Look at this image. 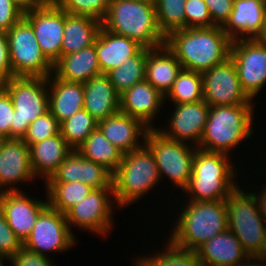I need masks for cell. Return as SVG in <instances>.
I'll use <instances>...</instances> for the list:
<instances>
[{"mask_svg":"<svg viewBox=\"0 0 266 266\" xmlns=\"http://www.w3.org/2000/svg\"><path fill=\"white\" fill-rule=\"evenodd\" d=\"M232 40L221 26L184 28L165 37V45L185 70L203 73L230 56Z\"/></svg>","mask_w":266,"mask_h":266,"instance_id":"6da1fadb","label":"cell"},{"mask_svg":"<svg viewBox=\"0 0 266 266\" xmlns=\"http://www.w3.org/2000/svg\"><path fill=\"white\" fill-rule=\"evenodd\" d=\"M169 235L177 247L196 251L228 229L227 205L222 201H188Z\"/></svg>","mask_w":266,"mask_h":266,"instance_id":"7a4b0ae2","label":"cell"},{"mask_svg":"<svg viewBox=\"0 0 266 266\" xmlns=\"http://www.w3.org/2000/svg\"><path fill=\"white\" fill-rule=\"evenodd\" d=\"M230 161L232 160L229 155L197 148L193 158L190 181L183 190L184 193L189 194L188 200H225L238 187L237 181L235 182L237 168L232 166Z\"/></svg>","mask_w":266,"mask_h":266,"instance_id":"3957f363","label":"cell"},{"mask_svg":"<svg viewBox=\"0 0 266 266\" xmlns=\"http://www.w3.org/2000/svg\"><path fill=\"white\" fill-rule=\"evenodd\" d=\"M102 26L149 49L165 44V36L157 24L155 4L137 0H111Z\"/></svg>","mask_w":266,"mask_h":266,"instance_id":"277c9868","label":"cell"},{"mask_svg":"<svg viewBox=\"0 0 266 266\" xmlns=\"http://www.w3.org/2000/svg\"><path fill=\"white\" fill-rule=\"evenodd\" d=\"M256 105L211 106L197 148L226 155L243 140L252 137Z\"/></svg>","mask_w":266,"mask_h":266,"instance_id":"5b68a950","label":"cell"},{"mask_svg":"<svg viewBox=\"0 0 266 266\" xmlns=\"http://www.w3.org/2000/svg\"><path fill=\"white\" fill-rule=\"evenodd\" d=\"M153 153L144 144L123 154L122 162L113 173V198L117 207L136 203L160 182Z\"/></svg>","mask_w":266,"mask_h":266,"instance_id":"8992f818","label":"cell"},{"mask_svg":"<svg viewBox=\"0 0 266 266\" xmlns=\"http://www.w3.org/2000/svg\"><path fill=\"white\" fill-rule=\"evenodd\" d=\"M1 85L14 106L10 138L22 139L30 123L49 111L48 78L11 77Z\"/></svg>","mask_w":266,"mask_h":266,"instance_id":"52a82bcc","label":"cell"},{"mask_svg":"<svg viewBox=\"0 0 266 266\" xmlns=\"http://www.w3.org/2000/svg\"><path fill=\"white\" fill-rule=\"evenodd\" d=\"M245 192L239 185L225 199L228 229L238 238L248 255L255 257L265 239L266 221L254 193Z\"/></svg>","mask_w":266,"mask_h":266,"instance_id":"ba28073f","label":"cell"},{"mask_svg":"<svg viewBox=\"0 0 266 266\" xmlns=\"http://www.w3.org/2000/svg\"><path fill=\"white\" fill-rule=\"evenodd\" d=\"M12 77L48 78L54 65L41 51L30 22L23 16L7 32Z\"/></svg>","mask_w":266,"mask_h":266,"instance_id":"9c48e42d","label":"cell"},{"mask_svg":"<svg viewBox=\"0 0 266 266\" xmlns=\"http://www.w3.org/2000/svg\"><path fill=\"white\" fill-rule=\"evenodd\" d=\"M144 141L154 155L160 179L168 176L183 191L190 181L197 147L170 139L157 128L149 129Z\"/></svg>","mask_w":266,"mask_h":266,"instance_id":"30bf717a","label":"cell"},{"mask_svg":"<svg viewBox=\"0 0 266 266\" xmlns=\"http://www.w3.org/2000/svg\"><path fill=\"white\" fill-rule=\"evenodd\" d=\"M76 239L67 224L65 214L48 206L38 216L30 235L23 242V247L48 257V252L70 249L77 243Z\"/></svg>","mask_w":266,"mask_h":266,"instance_id":"8fae6325","label":"cell"},{"mask_svg":"<svg viewBox=\"0 0 266 266\" xmlns=\"http://www.w3.org/2000/svg\"><path fill=\"white\" fill-rule=\"evenodd\" d=\"M229 57L236 67L243 91L253 100L266 86V46L255 39L233 40Z\"/></svg>","mask_w":266,"mask_h":266,"instance_id":"7c38bea8","label":"cell"},{"mask_svg":"<svg viewBox=\"0 0 266 266\" xmlns=\"http://www.w3.org/2000/svg\"><path fill=\"white\" fill-rule=\"evenodd\" d=\"M113 194V188L93 189L85 199L70 208L65 213L70 230L74 226L100 236L109 233L114 226L112 207H115V201L111 202Z\"/></svg>","mask_w":266,"mask_h":266,"instance_id":"4fadbf2b","label":"cell"},{"mask_svg":"<svg viewBox=\"0 0 266 266\" xmlns=\"http://www.w3.org/2000/svg\"><path fill=\"white\" fill-rule=\"evenodd\" d=\"M202 86L203 100L210 107L254 105L243 91L236 67L230 57L202 73Z\"/></svg>","mask_w":266,"mask_h":266,"instance_id":"5bb4252c","label":"cell"},{"mask_svg":"<svg viewBox=\"0 0 266 266\" xmlns=\"http://www.w3.org/2000/svg\"><path fill=\"white\" fill-rule=\"evenodd\" d=\"M23 16L30 22L41 51L54 65L61 58L65 11L51 1L45 7L24 12Z\"/></svg>","mask_w":266,"mask_h":266,"instance_id":"9a60e30c","label":"cell"},{"mask_svg":"<svg viewBox=\"0 0 266 266\" xmlns=\"http://www.w3.org/2000/svg\"><path fill=\"white\" fill-rule=\"evenodd\" d=\"M32 179L36 177L30 163L29 146L22 139H2L0 141V193L21 192V188L14 185Z\"/></svg>","mask_w":266,"mask_h":266,"instance_id":"2e32d148","label":"cell"},{"mask_svg":"<svg viewBox=\"0 0 266 266\" xmlns=\"http://www.w3.org/2000/svg\"><path fill=\"white\" fill-rule=\"evenodd\" d=\"M169 128H157L164 136L176 141L192 143L198 147L207 122L210 106L201 100L196 103L174 104Z\"/></svg>","mask_w":266,"mask_h":266,"instance_id":"e0dca14e","label":"cell"},{"mask_svg":"<svg viewBox=\"0 0 266 266\" xmlns=\"http://www.w3.org/2000/svg\"><path fill=\"white\" fill-rule=\"evenodd\" d=\"M0 206L6 221L23 243L35 225L38 216L49 206L38 198H31L23 191L0 193Z\"/></svg>","mask_w":266,"mask_h":266,"instance_id":"ac0fdd59","label":"cell"},{"mask_svg":"<svg viewBox=\"0 0 266 266\" xmlns=\"http://www.w3.org/2000/svg\"><path fill=\"white\" fill-rule=\"evenodd\" d=\"M68 182H82L93 189L113 188V173L83 157L77 150H72L45 183Z\"/></svg>","mask_w":266,"mask_h":266,"instance_id":"d6986e66","label":"cell"},{"mask_svg":"<svg viewBox=\"0 0 266 266\" xmlns=\"http://www.w3.org/2000/svg\"><path fill=\"white\" fill-rule=\"evenodd\" d=\"M164 101L165 97L144 80L120 95V112L140 120L146 127L152 129L156 128L152 124Z\"/></svg>","mask_w":266,"mask_h":266,"instance_id":"ffe728a7","label":"cell"},{"mask_svg":"<svg viewBox=\"0 0 266 266\" xmlns=\"http://www.w3.org/2000/svg\"><path fill=\"white\" fill-rule=\"evenodd\" d=\"M265 18L266 0H234L233 10L222 29L232 41L255 39Z\"/></svg>","mask_w":266,"mask_h":266,"instance_id":"44dd1931","label":"cell"},{"mask_svg":"<svg viewBox=\"0 0 266 266\" xmlns=\"http://www.w3.org/2000/svg\"><path fill=\"white\" fill-rule=\"evenodd\" d=\"M98 128L107 140L123 154L141 148L145 144L143 142L149 130L140 120L120 111L99 121Z\"/></svg>","mask_w":266,"mask_h":266,"instance_id":"7402d4cb","label":"cell"},{"mask_svg":"<svg viewBox=\"0 0 266 266\" xmlns=\"http://www.w3.org/2000/svg\"><path fill=\"white\" fill-rule=\"evenodd\" d=\"M195 252L202 266H236L250 258L229 229L217 234Z\"/></svg>","mask_w":266,"mask_h":266,"instance_id":"603a6c76","label":"cell"},{"mask_svg":"<svg viewBox=\"0 0 266 266\" xmlns=\"http://www.w3.org/2000/svg\"><path fill=\"white\" fill-rule=\"evenodd\" d=\"M95 47L101 74L120 67L143 48L138 42L112 33L103 26L95 39Z\"/></svg>","mask_w":266,"mask_h":266,"instance_id":"cb8c5ba5","label":"cell"},{"mask_svg":"<svg viewBox=\"0 0 266 266\" xmlns=\"http://www.w3.org/2000/svg\"><path fill=\"white\" fill-rule=\"evenodd\" d=\"M83 89L84 109L98 122L120 111V95L106 74L92 77Z\"/></svg>","mask_w":266,"mask_h":266,"instance_id":"d4e9b609","label":"cell"},{"mask_svg":"<svg viewBox=\"0 0 266 266\" xmlns=\"http://www.w3.org/2000/svg\"><path fill=\"white\" fill-rule=\"evenodd\" d=\"M48 96L49 111L60 124L84 109L82 83L64 81L52 73L48 77Z\"/></svg>","mask_w":266,"mask_h":266,"instance_id":"484cf974","label":"cell"},{"mask_svg":"<svg viewBox=\"0 0 266 266\" xmlns=\"http://www.w3.org/2000/svg\"><path fill=\"white\" fill-rule=\"evenodd\" d=\"M30 163L35 177L47 182L73 150L61 133L29 146Z\"/></svg>","mask_w":266,"mask_h":266,"instance_id":"4316f807","label":"cell"},{"mask_svg":"<svg viewBox=\"0 0 266 266\" xmlns=\"http://www.w3.org/2000/svg\"><path fill=\"white\" fill-rule=\"evenodd\" d=\"M182 69L180 62L165 44L154 49L148 48L145 80L164 97L171 90Z\"/></svg>","mask_w":266,"mask_h":266,"instance_id":"83f0119b","label":"cell"},{"mask_svg":"<svg viewBox=\"0 0 266 266\" xmlns=\"http://www.w3.org/2000/svg\"><path fill=\"white\" fill-rule=\"evenodd\" d=\"M53 73L64 81L82 84L100 75L95 42L77 52L61 56L54 64Z\"/></svg>","mask_w":266,"mask_h":266,"instance_id":"f1b7e54d","label":"cell"},{"mask_svg":"<svg viewBox=\"0 0 266 266\" xmlns=\"http://www.w3.org/2000/svg\"><path fill=\"white\" fill-rule=\"evenodd\" d=\"M101 26L102 22L92 17L65 12L61 56L77 52L94 44Z\"/></svg>","mask_w":266,"mask_h":266,"instance_id":"f546056e","label":"cell"},{"mask_svg":"<svg viewBox=\"0 0 266 266\" xmlns=\"http://www.w3.org/2000/svg\"><path fill=\"white\" fill-rule=\"evenodd\" d=\"M83 157L103 165L114 173L122 162L123 153L111 144L97 127L76 149Z\"/></svg>","mask_w":266,"mask_h":266,"instance_id":"4dcf8cb0","label":"cell"},{"mask_svg":"<svg viewBox=\"0 0 266 266\" xmlns=\"http://www.w3.org/2000/svg\"><path fill=\"white\" fill-rule=\"evenodd\" d=\"M45 187L48 205L63 214L85 199L93 190L82 182L45 183Z\"/></svg>","mask_w":266,"mask_h":266,"instance_id":"1f68e13d","label":"cell"},{"mask_svg":"<svg viewBox=\"0 0 266 266\" xmlns=\"http://www.w3.org/2000/svg\"><path fill=\"white\" fill-rule=\"evenodd\" d=\"M148 48L143 47L135 56L106 73L116 92L121 95L136 83L145 80V66Z\"/></svg>","mask_w":266,"mask_h":266,"instance_id":"d6a6232c","label":"cell"},{"mask_svg":"<svg viewBox=\"0 0 266 266\" xmlns=\"http://www.w3.org/2000/svg\"><path fill=\"white\" fill-rule=\"evenodd\" d=\"M202 91V73L182 69L165 96V102L170 99L173 104L196 103L203 100Z\"/></svg>","mask_w":266,"mask_h":266,"instance_id":"836d02e7","label":"cell"},{"mask_svg":"<svg viewBox=\"0 0 266 266\" xmlns=\"http://www.w3.org/2000/svg\"><path fill=\"white\" fill-rule=\"evenodd\" d=\"M162 252L150 257H136L135 266H202L195 251L175 246L167 240Z\"/></svg>","mask_w":266,"mask_h":266,"instance_id":"e575fe53","label":"cell"},{"mask_svg":"<svg viewBox=\"0 0 266 266\" xmlns=\"http://www.w3.org/2000/svg\"><path fill=\"white\" fill-rule=\"evenodd\" d=\"M97 127L98 121L82 109L60 124V133L67 144L76 150Z\"/></svg>","mask_w":266,"mask_h":266,"instance_id":"d590c367","label":"cell"},{"mask_svg":"<svg viewBox=\"0 0 266 266\" xmlns=\"http://www.w3.org/2000/svg\"><path fill=\"white\" fill-rule=\"evenodd\" d=\"M185 3L186 0L156 1L157 24L165 37L172 31L185 28Z\"/></svg>","mask_w":266,"mask_h":266,"instance_id":"8d00e7d4","label":"cell"},{"mask_svg":"<svg viewBox=\"0 0 266 266\" xmlns=\"http://www.w3.org/2000/svg\"><path fill=\"white\" fill-rule=\"evenodd\" d=\"M67 14L88 16L103 21L111 0H56Z\"/></svg>","mask_w":266,"mask_h":266,"instance_id":"74e56055","label":"cell"},{"mask_svg":"<svg viewBox=\"0 0 266 266\" xmlns=\"http://www.w3.org/2000/svg\"><path fill=\"white\" fill-rule=\"evenodd\" d=\"M57 134H60V123L57 121L56 117L48 111L30 123L27 133L22 140L30 146Z\"/></svg>","mask_w":266,"mask_h":266,"instance_id":"f35d334b","label":"cell"},{"mask_svg":"<svg viewBox=\"0 0 266 266\" xmlns=\"http://www.w3.org/2000/svg\"><path fill=\"white\" fill-rule=\"evenodd\" d=\"M184 11L185 28H208L215 26L204 0H186Z\"/></svg>","mask_w":266,"mask_h":266,"instance_id":"ab89813d","label":"cell"},{"mask_svg":"<svg viewBox=\"0 0 266 266\" xmlns=\"http://www.w3.org/2000/svg\"><path fill=\"white\" fill-rule=\"evenodd\" d=\"M22 247L23 243L8 225L0 206V255L9 261Z\"/></svg>","mask_w":266,"mask_h":266,"instance_id":"60d3db41","label":"cell"},{"mask_svg":"<svg viewBox=\"0 0 266 266\" xmlns=\"http://www.w3.org/2000/svg\"><path fill=\"white\" fill-rule=\"evenodd\" d=\"M14 106L8 91L0 84V137L10 138Z\"/></svg>","mask_w":266,"mask_h":266,"instance_id":"b9f144b4","label":"cell"},{"mask_svg":"<svg viewBox=\"0 0 266 266\" xmlns=\"http://www.w3.org/2000/svg\"><path fill=\"white\" fill-rule=\"evenodd\" d=\"M215 26H223L233 10L234 0H204Z\"/></svg>","mask_w":266,"mask_h":266,"instance_id":"7bdbcfd3","label":"cell"},{"mask_svg":"<svg viewBox=\"0 0 266 266\" xmlns=\"http://www.w3.org/2000/svg\"><path fill=\"white\" fill-rule=\"evenodd\" d=\"M50 258L22 247L8 262L11 266H54Z\"/></svg>","mask_w":266,"mask_h":266,"instance_id":"ee69618b","label":"cell"},{"mask_svg":"<svg viewBox=\"0 0 266 266\" xmlns=\"http://www.w3.org/2000/svg\"><path fill=\"white\" fill-rule=\"evenodd\" d=\"M23 13L13 0H0V30L7 32L23 17Z\"/></svg>","mask_w":266,"mask_h":266,"instance_id":"f6af8a7d","label":"cell"},{"mask_svg":"<svg viewBox=\"0 0 266 266\" xmlns=\"http://www.w3.org/2000/svg\"><path fill=\"white\" fill-rule=\"evenodd\" d=\"M12 77V66L8 50L7 33L0 30V84Z\"/></svg>","mask_w":266,"mask_h":266,"instance_id":"bcb514c9","label":"cell"},{"mask_svg":"<svg viewBox=\"0 0 266 266\" xmlns=\"http://www.w3.org/2000/svg\"><path fill=\"white\" fill-rule=\"evenodd\" d=\"M13 1L23 12L36 8L45 7L51 2L50 0H13Z\"/></svg>","mask_w":266,"mask_h":266,"instance_id":"7dc6e473","label":"cell"},{"mask_svg":"<svg viewBox=\"0 0 266 266\" xmlns=\"http://www.w3.org/2000/svg\"><path fill=\"white\" fill-rule=\"evenodd\" d=\"M254 195L256 196V198L258 200L260 212H261L264 220L266 221V188L263 189L261 192H259V194L254 193Z\"/></svg>","mask_w":266,"mask_h":266,"instance_id":"c3c4849f","label":"cell"},{"mask_svg":"<svg viewBox=\"0 0 266 266\" xmlns=\"http://www.w3.org/2000/svg\"><path fill=\"white\" fill-rule=\"evenodd\" d=\"M255 258L263 265L266 266V235L262 247Z\"/></svg>","mask_w":266,"mask_h":266,"instance_id":"681fc988","label":"cell"},{"mask_svg":"<svg viewBox=\"0 0 266 266\" xmlns=\"http://www.w3.org/2000/svg\"><path fill=\"white\" fill-rule=\"evenodd\" d=\"M255 40L258 43L266 46V18H265V21L262 25V29H261L260 33L256 36Z\"/></svg>","mask_w":266,"mask_h":266,"instance_id":"f907efd6","label":"cell"},{"mask_svg":"<svg viewBox=\"0 0 266 266\" xmlns=\"http://www.w3.org/2000/svg\"><path fill=\"white\" fill-rule=\"evenodd\" d=\"M255 257H250L247 261L236 266H263Z\"/></svg>","mask_w":266,"mask_h":266,"instance_id":"816d5d0a","label":"cell"},{"mask_svg":"<svg viewBox=\"0 0 266 266\" xmlns=\"http://www.w3.org/2000/svg\"><path fill=\"white\" fill-rule=\"evenodd\" d=\"M5 260H8V259L0 255V266H4L3 261L5 262Z\"/></svg>","mask_w":266,"mask_h":266,"instance_id":"f5cc1de1","label":"cell"},{"mask_svg":"<svg viewBox=\"0 0 266 266\" xmlns=\"http://www.w3.org/2000/svg\"><path fill=\"white\" fill-rule=\"evenodd\" d=\"M137 1H144V2L151 3V4H156L157 0H137Z\"/></svg>","mask_w":266,"mask_h":266,"instance_id":"db71d44e","label":"cell"}]
</instances>
